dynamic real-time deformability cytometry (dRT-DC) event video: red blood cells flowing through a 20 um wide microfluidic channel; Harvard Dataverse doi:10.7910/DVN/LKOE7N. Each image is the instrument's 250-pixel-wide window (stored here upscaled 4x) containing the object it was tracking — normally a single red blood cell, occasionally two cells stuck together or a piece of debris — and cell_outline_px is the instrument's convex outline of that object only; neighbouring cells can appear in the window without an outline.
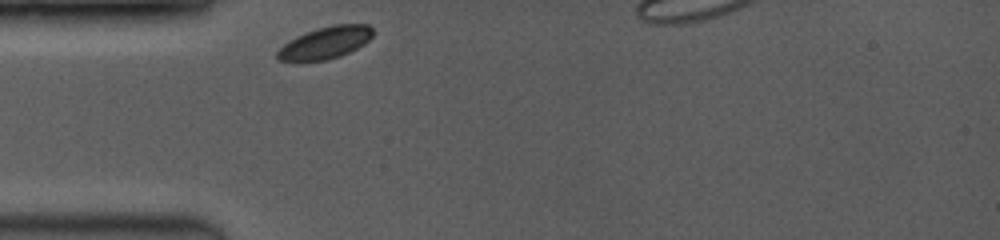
{"species": "common noctule bat (a hibernating species)", "species_latin": "Nyctalus noctula", "temperature_condition": "room temperature", "stored_images_in_passage": 36, "camera_frame_rate_fps": 3500, "um_per_image_px": 0.085, "animal": {"sex": "female", "body_mass_g": 19.0, "forearm_length_mm": 53.3}, "frame": {"image": 1, "passage_image": 1, "time_ms": 0.0, "image_size_px": [1000, 240], "cell_outline_px": [[372, 36], [364, 44], [340, 56], [328, 60], [276, 60], [276, 52], [288, 40], [296, 36], [332, 24], [368, 24], [372, 28]], "centroid_in_image_um": [27.65, 3.62], "position_along_channel_um": 57.3, "area_um2": 17.57}}
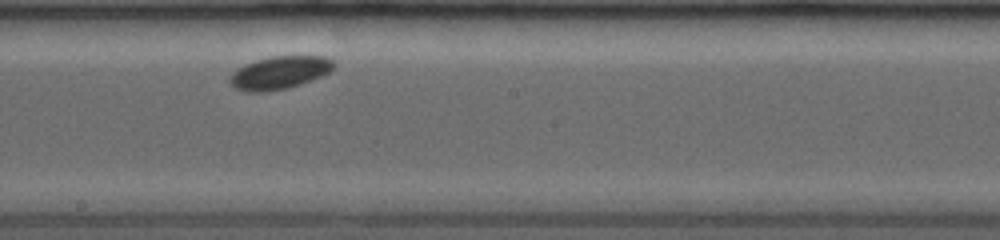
{"frame": {"image": 2, "passage_image": 24, "time_ms": 4.571, "image_size_px": [1000, 240], "cell_outline_px": [[336, 64], [328, 72], [320, 76], [300, 84], [288, 88], [264, 92], [244, 92], [228, 84], [228, 80], [232, 72], [244, 64], [268, 56], [324, 56], [336, 60]], "centroid_in_image_um": [23.72, 6.17], "position_along_channel_um": 224.5, "area_um2": 20.11}}
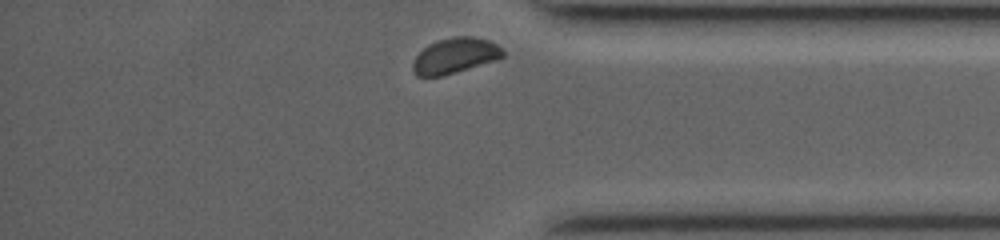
{"frame": {"image": 3, "passage_image": 36, "time_ms": 9.143, "image_size_px": [1000, 240], "cell_outline_px": [[504, 56], [496, 60], [440, 76], [416, 76], [412, 68], [412, 64], [416, 56], [428, 44], [452, 36], [472, 36], [488, 40], [504, 48]], "centroid_in_image_um": [38.69, 4.72], "position_along_channel_um": 396.5, "area_um2": 18.44}, "authors_computed_cell_mechanics": {"area_um2": 19.2185, "velocity_mm_per_s": 3.7588, "shape_relaxation_time_tau1_ms": 0.2507, "shape_relaxation_time_tau2_ms": null, "deformation_change_tau1": 0.0099, "deformation_change_tau2": null}}